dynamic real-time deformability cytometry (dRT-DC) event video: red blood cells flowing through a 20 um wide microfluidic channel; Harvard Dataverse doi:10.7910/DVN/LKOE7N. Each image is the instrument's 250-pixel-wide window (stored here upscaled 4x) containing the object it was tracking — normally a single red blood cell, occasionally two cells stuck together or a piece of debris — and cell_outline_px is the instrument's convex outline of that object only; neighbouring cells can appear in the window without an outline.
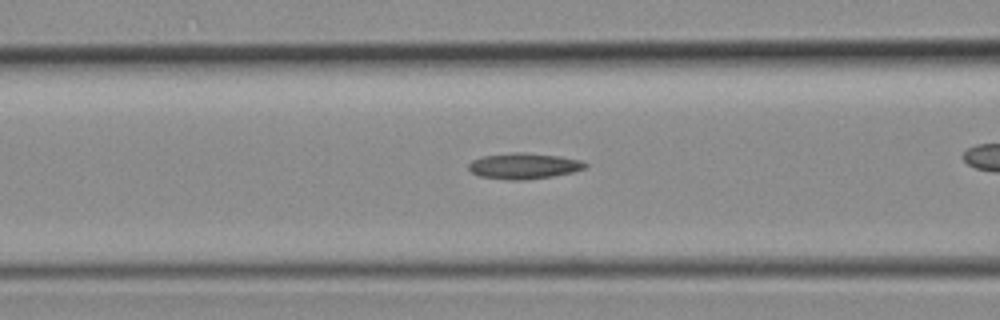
{"species": "common noctule bat (a hibernating species)", "species_latin": "Nyctalus noctula", "temperature_condition": "room temperature", "stored_images_in_passage": 23, "camera_frame_rate_fps": 3000, "um_per_image_px": 0.085, "animal": {"sex": "female", "body_mass_g": 19.3, "forearm_length_mm": 54.1}, "frame": {"image": 1, "passage_image": 7, "time_ms": 2.0, "image_size_px": [1000, 320], "cell_outline_px": [[588, 168], [572, 172], [552, 176], [524, 180], [508, 180], [480, 176], [472, 172], [468, 168], [468, 164], [472, 160], [484, 156], [512, 152], [524, 152], [560, 156], [584, 160], [588, 164]], "centroid_in_image_um": [44.58, 14.1], "position_along_channel_um": 122.0, "area_um2": 17.74}}
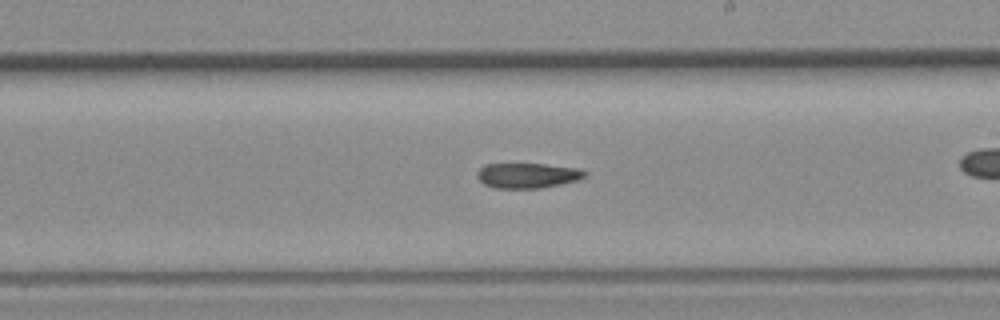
{"frame": {"image": 2, "passage_image": 14, "time_ms": 4.333, "image_size_px": [1000, 320], "cell_outline_px": [[588, 176], [576, 180], [560, 184], [540, 188], [496, 188], [484, 184], [476, 176], [476, 172], [484, 164], [544, 164], [580, 168], [588, 172]], "centroid_in_image_um": [44.85, 14.91], "position_along_channel_um": 244.1, "area_um2": 15.84}}